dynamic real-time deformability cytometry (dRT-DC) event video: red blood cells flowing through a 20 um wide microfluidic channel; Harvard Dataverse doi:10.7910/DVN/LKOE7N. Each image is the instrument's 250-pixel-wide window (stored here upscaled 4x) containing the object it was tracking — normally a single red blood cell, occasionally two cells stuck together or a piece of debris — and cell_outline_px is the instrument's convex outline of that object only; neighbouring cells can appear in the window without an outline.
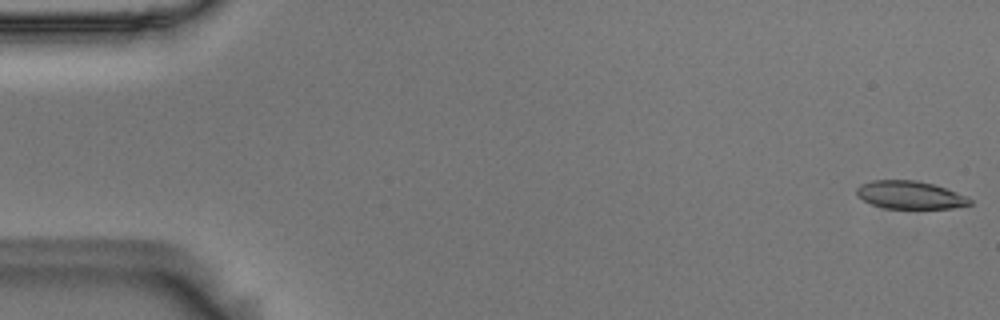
{"species": "Egyptian fruit bat (a non-hibernating species)", "species_latin": "Rousettus aegyptiacus", "temperature_condition": "room temperature", "stored_images_in_passage": 55, "camera_frame_rate_fps": 3000, "um_per_image_px": 0.085, "animal": {"sex": "male"}, "frame": {"image": 1, "passage_image": 1, "time_ms": 0.0, "image_size_px": [1000, 320], "cell_outline_px": [[972, 204], [952, 208], [884, 208], [872, 204], [856, 196], [856, 188], [860, 184], [872, 180], [916, 180], [932, 184], [968, 196], [972, 200]], "centroid_in_image_um": [77.33, 16.57], "position_along_channel_um": 7.7, "area_um2": 18.38}}
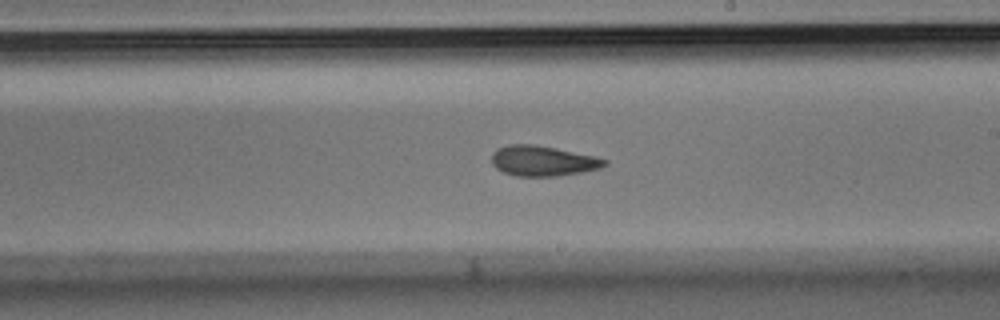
{"frame": {"image": 2, "passage_image": 32, "time_ms": 10.333, "image_size_px": [1000, 320], "cell_outline_px": [[608, 164], [600, 168], [580, 172], [556, 176], [516, 176], [504, 172], [496, 168], [492, 164], [492, 152], [496, 148], [508, 144], [532, 144], [556, 148], [596, 156], [608, 160]], "centroid_in_image_um": [46.13, 13.66], "position_along_channel_um": 242.9, "area_um2": 20.0}}
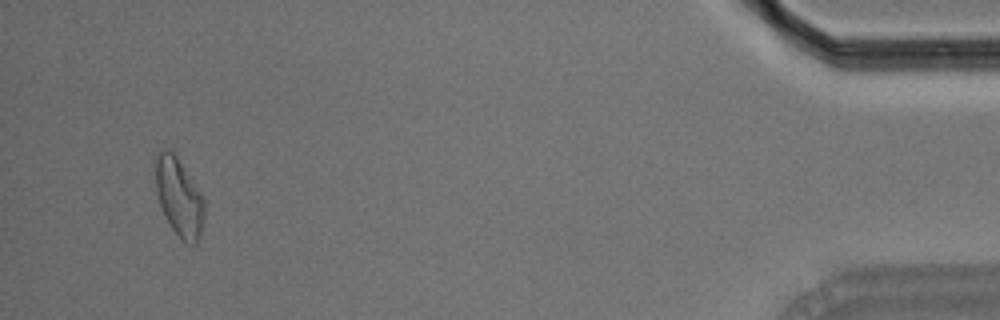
{"frame": {"image": 3, "passage_image": 53, "time_ms": 17.333, "image_size_px": [1000, 320], "cell_outline_px": [[204, 216], [200, 232], [196, 244], [192, 244], [184, 240], [172, 228], [160, 204], [156, 192], [152, 160], [156, 152], [164, 148], [172, 152], [176, 156], [200, 192], [204, 200]], "centroid_in_image_um": [15.15, 16.66], "position_along_channel_um": 420.0, "area_um2": 22.08}, "authors_computed_cell_mechanics": {"area_um2": 19.9988, "velocity_mm_per_s": 3.6188, "shape_relaxation_time_tau1_ms": 5.8836, "shape_relaxation_time_tau2_ms": 2.9103, "deformation_change_tau1": 0.1698, "deformation_change_tau2": 0.1067}}